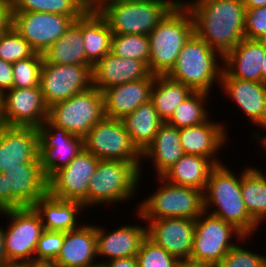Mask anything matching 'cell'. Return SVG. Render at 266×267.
Listing matches in <instances>:
<instances>
[{"instance_id": "cell-1", "label": "cell", "mask_w": 266, "mask_h": 267, "mask_svg": "<svg viewBox=\"0 0 266 267\" xmlns=\"http://www.w3.org/2000/svg\"><path fill=\"white\" fill-rule=\"evenodd\" d=\"M193 19L194 33L222 56L244 37L242 0H182Z\"/></svg>"}, {"instance_id": "cell-2", "label": "cell", "mask_w": 266, "mask_h": 267, "mask_svg": "<svg viewBox=\"0 0 266 267\" xmlns=\"http://www.w3.org/2000/svg\"><path fill=\"white\" fill-rule=\"evenodd\" d=\"M233 170L224 163L211 170L203 192L204 211L232 224L244 236L253 237L260 226L245 207L241 172L237 174Z\"/></svg>"}, {"instance_id": "cell-3", "label": "cell", "mask_w": 266, "mask_h": 267, "mask_svg": "<svg viewBox=\"0 0 266 267\" xmlns=\"http://www.w3.org/2000/svg\"><path fill=\"white\" fill-rule=\"evenodd\" d=\"M182 0H97L113 34L148 35Z\"/></svg>"}, {"instance_id": "cell-4", "label": "cell", "mask_w": 266, "mask_h": 267, "mask_svg": "<svg viewBox=\"0 0 266 267\" xmlns=\"http://www.w3.org/2000/svg\"><path fill=\"white\" fill-rule=\"evenodd\" d=\"M142 163L99 160L89 182L87 197L82 204L87 210L97 205L121 204L136 198L144 172ZM138 188V189H137Z\"/></svg>"}, {"instance_id": "cell-5", "label": "cell", "mask_w": 266, "mask_h": 267, "mask_svg": "<svg viewBox=\"0 0 266 267\" xmlns=\"http://www.w3.org/2000/svg\"><path fill=\"white\" fill-rule=\"evenodd\" d=\"M222 70L223 56L193 33L166 76L193 91L210 93L216 84H221Z\"/></svg>"}, {"instance_id": "cell-6", "label": "cell", "mask_w": 266, "mask_h": 267, "mask_svg": "<svg viewBox=\"0 0 266 267\" xmlns=\"http://www.w3.org/2000/svg\"><path fill=\"white\" fill-rule=\"evenodd\" d=\"M193 33L194 24L190 11L183 3L176 5L148 34L150 73L166 75Z\"/></svg>"}, {"instance_id": "cell-7", "label": "cell", "mask_w": 266, "mask_h": 267, "mask_svg": "<svg viewBox=\"0 0 266 267\" xmlns=\"http://www.w3.org/2000/svg\"><path fill=\"white\" fill-rule=\"evenodd\" d=\"M156 180L159 181L156 190L139 200L134 213L137 219H196L204 211L203 191L169 183L162 177Z\"/></svg>"}, {"instance_id": "cell-8", "label": "cell", "mask_w": 266, "mask_h": 267, "mask_svg": "<svg viewBox=\"0 0 266 267\" xmlns=\"http://www.w3.org/2000/svg\"><path fill=\"white\" fill-rule=\"evenodd\" d=\"M2 215V216H1ZM9 220L4 226V253L8 263L27 264L34 260L38 240L44 231L39 214L33 207L0 211Z\"/></svg>"}, {"instance_id": "cell-9", "label": "cell", "mask_w": 266, "mask_h": 267, "mask_svg": "<svg viewBox=\"0 0 266 267\" xmlns=\"http://www.w3.org/2000/svg\"><path fill=\"white\" fill-rule=\"evenodd\" d=\"M105 117L102 92L91 86L48 108V120L71 134L84 138Z\"/></svg>"}, {"instance_id": "cell-10", "label": "cell", "mask_w": 266, "mask_h": 267, "mask_svg": "<svg viewBox=\"0 0 266 267\" xmlns=\"http://www.w3.org/2000/svg\"><path fill=\"white\" fill-rule=\"evenodd\" d=\"M242 237L244 235L232 224L203 211L195 219L193 250L190 258L217 266Z\"/></svg>"}, {"instance_id": "cell-11", "label": "cell", "mask_w": 266, "mask_h": 267, "mask_svg": "<svg viewBox=\"0 0 266 267\" xmlns=\"http://www.w3.org/2000/svg\"><path fill=\"white\" fill-rule=\"evenodd\" d=\"M84 149L99 160L142 163V153L133 144L121 119L104 117L83 138Z\"/></svg>"}, {"instance_id": "cell-12", "label": "cell", "mask_w": 266, "mask_h": 267, "mask_svg": "<svg viewBox=\"0 0 266 267\" xmlns=\"http://www.w3.org/2000/svg\"><path fill=\"white\" fill-rule=\"evenodd\" d=\"M91 64L43 63L40 72V88L48 107L65 101L92 86Z\"/></svg>"}, {"instance_id": "cell-13", "label": "cell", "mask_w": 266, "mask_h": 267, "mask_svg": "<svg viewBox=\"0 0 266 267\" xmlns=\"http://www.w3.org/2000/svg\"><path fill=\"white\" fill-rule=\"evenodd\" d=\"M39 135L38 158L48 180L56 171L66 167L84 149L83 138L71 134L46 119L37 128Z\"/></svg>"}, {"instance_id": "cell-14", "label": "cell", "mask_w": 266, "mask_h": 267, "mask_svg": "<svg viewBox=\"0 0 266 267\" xmlns=\"http://www.w3.org/2000/svg\"><path fill=\"white\" fill-rule=\"evenodd\" d=\"M40 87H13L0 96V124L38 128L48 118Z\"/></svg>"}, {"instance_id": "cell-15", "label": "cell", "mask_w": 266, "mask_h": 267, "mask_svg": "<svg viewBox=\"0 0 266 267\" xmlns=\"http://www.w3.org/2000/svg\"><path fill=\"white\" fill-rule=\"evenodd\" d=\"M74 20L62 14L12 11V27L37 52L54 44Z\"/></svg>"}, {"instance_id": "cell-16", "label": "cell", "mask_w": 266, "mask_h": 267, "mask_svg": "<svg viewBox=\"0 0 266 267\" xmlns=\"http://www.w3.org/2000/svg\"><path fill=\"white\" fill-rule=\"evenodd\" d=\"M99 159L83 149L66 167L56 171L48 181V193L58 199L82 202Z\"/></svg>"}, {"instance_id": "cell-17", "label": "cell", "mask_w": 266, "mask_h": 267, "mask_svg": "<svg viewBox=\"0 0 266 267\" xmlns=\"http://www.w3.org/2000/svg\"><path fill=\"white\" fill-rule=\"evenodd\" d=\"M220 92L250 120L252 125L266 129V84L231 77L224 69L221 74Z\"/></svg>"}, {"instance_id": "cell-18", "label": "cell", "mask_w": 266, "mask_h": 267, "mask_svg": "<svg viewBox=\"0 0 266 267\" xmlns=\"http://www.w3.org/2000/svg\"><path fill=\"white\" fill-rule=\"evenodd\" d=\"M147 236L177 259L190 258L193 250L195 219H142Z\"/></svg>"}, {"instance_id": "cell-19", "label": "cell", "mask_w": 266, "mask_h": 267, "mask_svg": "<svg viewBox=\"0 0 266 267\" xmlns=\"http://www.w3.org/2000/svg\"><path fill=\"white\" fill-rule=\"evenodd\" d=\"M39 135L35 127L0 124V173L39 161Z\"/></svg>"}, {"instance_id": "cell-20", "label": "cell", "mask_w": 266, "mask_h": 267, "mask_svg": "<svg viewBox=\"0 0 266 267\" xmlns=\"http://www.w3.org/2000/svg\"><path fill=\"white\" fill-rule=\"evenodd\" d=\"M226 125L222 124L221 120L216 122L210 117L200 125L179 129V138L184 154L209 158L215 165L224 163L219 153L222 152L221 150L227 145L225 143L230 138Z\"/></svg>"}, {"instance_id": "cell-21", "label": "cell", "mask_w": 266, "mask_h": 267, "mask_svg": "<svg viewBox=\"0 0 266 267\" xmlns=\"http://www.w3.org/2000/svg\"><path fill=\"white\" fill-rule=\"evenodd\" d=\"M122 224L111 232H107L104 226L96 225L97 256L102 259L98 262L137 256L147 236V226Z\"/></svg>"}, {"instance_id": "cell-22", "label": "cell", "mask_w": 266, "mask_h": 267, "mask_svg": "<svg viewBox=\"0 0 266 267\" xmlns=\"http://www.w3.org/2000/svg\"><path fill=\"white\" fill-rule=\"evenodd\" d=\"M154 74L137 81L115 85L102 91L105 117L122 119L151 99Z\"/></svg>"}, {"instance_id": "cell-23", "label": "cell", "mask_w": 266, "mask_h": 267, "mask_svg": "<svg viewBox=\"0 0 266 267\" xmlns=\"http://www.w3.org/2000/svg\"><path fill=\"white\" fill-rule=\"evenodd\" d=\"M150 74L144 62L110 52L93 66L92 86L102 92L115 85L147 78Z\"/></svg>"}, {"instance_id": "cell-24", "label": "cell", "mask_w": 266, "mask_h": 267, "mask_svg": "<svg viewBox=\"0 0 266 267\" xmlns=\"http://www.w3.org/2000/svg\"><path fill=\"white\" fill-rule=\"evenodd\" d=\"M266 40L243 38L223 56V69L234 78L262 82Z\"/></svg>"}, {"instance_id": "cell-25", "label": "cell", "mask_w": 266, "mask_h": 267, "mask_svg": "<svg viewBox=\"0 0 266 267\" xmlns=\"http://www.w3.org/2000/svg\"><path fill=\"white\" fill-rule=\"evenodd\" d=\"M97 259L96 224L84 222L78 229L64 232L56 263L61 267H87Z\"/></svg>"}, {"instance_id": "cell-26", "label": "cell", "mask_w": 266, "mask_h": 267, "mask_svg": "<svg viewBox=\"0 0 266 267\" xmlns=\"http://www.w3.org/2000/svg\"><path fill=\"white\" fill-rule=\"evenodd\" d=\"M32 207L39 214L44 230L57 232L78 229L83 224L79 222L82 219L80 218L81 212H85L86 209L82 202L58 199L48 192Z\"/></svg>"}, {"instance_id": "cell-27", "label": "cell", "mask_w": 266, "mask_h": 267, "mask_svg": "<svg viewBox=\"0 0 266 267\" xmlns=\"http://www.w3.org/2000/svg\"><path fill=\"white\" fill-rule=\"evenodd\" d=\"M3 174L7 189L24 207H32L48 192V181L41 170L40 161H30Z\"/></svg>"}, {"instance_id": "cell-28", "label": "cell", "mask_w": 266, "mask_h": 267, "mask_svg": "<svg viewBox=\"0 0 266 267\" xmlns=\"http://www.w3.org/2000/svg\"><path fill=\"white\" fill-rule=\"evenodd\" d=\"M183 155L179 129L164 122L159 127L153 142L142 153V164L146 160L150 161L155 169V178L161 177Z\"/></svg>"}, {"instance_id": "cell-29", "label": "cell", "mask_w": 266, "mask_h": 267, "mask_svg": "<svg viewBox=\"0 0 266 267\" xmlns=\"http://www.w3.org/2000/svg\"><path fill=\"white\" fill-rule=\"evenodd\" d=\"M112 31L95 8L82 15V37L87 61L94 66L111 52Z\"/></svg>"}, {"instance_id": "cell-30", "label": "cell", "mask_w": 266, "mask_h": 267, "mask_svg": "<svg viewBox=\"0 0 266 267\" xmlns=\"http://www.w3.org/2000/svg\"><path fill=\"white\" fill-rule=\"evenodd\" d=\"M43 63L90 64L85 56L82 16L71 23L66 32L43 53Z\"/></svg>"}, {"instance_id": "cell-31", "label": "cell", "mask_w": 266, "mask_h": 267, "mask_svg": "<svg viewBox=\"0 0 266 267\" xmlns=\"http://www.w3.org/2000/svg\"><path fill=\"white\" fill-rule=\"evenodd\" d=\"M215 166L209 158L184 154L161 177L169 183L204 192L209 174Z\"/></svg>"}, {"instance_id": "cell-32", "label": "cell", "mask_w": 266, "mask_h": 267, "mask_svg": "<svg viewBox=\"0 0 266 267\" xmlns=\"http://www.w3.org/2000/svg\"><path fill=\"white\" fill-rule=\"evenodd\" d=\"M121 121L133 144L141 153L153 142L159 127L164 123L151 101L141 104Z\"/></svg>"}, {"instance_id": "cell-33", "label": "cell", "mask_w": 266, "mask_h": 267, "mask_svg": "<svg viewBox=\"0 0 266 267\" xmlns=\"http://www.w3.org/2000/svg\"><path fill=\"white\" fill-rule=\"evenodd\" d=\"M193 92L190 87L174 81L166 75H156L150 101L160 119L163 122H167L174 113L175 108Z\"/></svg>"}, {"instance_id": "cell-34", "label": "cell", "mask_w": 266, "mask_h": 267, "mask_svg": "<svg viewBox=\"0 0 266 267\" xmlns=\"http://www.w3.org/2000/svg\"><path fill=\"white\" fill-rule=\"evenodd\" d=\"M241 193L249 214L261 226L266 222V180L253 166L243 168Z\"/></svg>"}, {"instance_id": "cell-35", "label": "cell", "mask_w": 266, "mask_h": 267, "mask_svg": "<svg viewBox=\"0 0 266 267\" xmlns=\"http://www.w3.org/2000/svg\"><path fill=\"white\" fill-rule=\"evenodd\" d=\"M212 93L213 91L211 93L194 91L185 101L175 108L174 113L166 123L181 129L206 122L212 117L210 114L212 112L207 110Z\"/></svg>"}, {"instance_id": "cell-36", "label": "cell", "mask_w": 266, "mask_h": 267, "mask_svg": "<svg viewBox=\"0 0 266 267\" xmlns=\"http://www.w3.org/2000/svg\"><path fill=\"white\" fill-rule=\"evenodd\" d=\"M12 11L48 12L80 18L90 7L83 0H11Z\"/></svg>"}, {"instance_id": "cell-37", "label": "cell", "mask_w": 266, "mask_h": 267, "mask_svg": "<svg viewBox=\"0 0 266 267\" xmlns=\"http://www.w3.org/2000/svg\"><path fill=\"white\" fill-rule=\"evenodd\" d=\"M111 53L123 58H132L148 66L150 44L148 35L112 34Z\"/></svg>"}, {"instance_id": "cell-38", "label": "cell", "mask_w": 266, "mask_h": 267, "mask_svg": "<svg viewBox=\"0 0 266 267\" xmlns=\"http://www.w3.org/2000/svg\"><path fill=\"white\" fill-rule=\"evenodd\" d=\"M36 51L11 26L6 32L0 33V59L9 63L32 57Z\"/></svg>"}, {"instance_id": "cell-39", "label": "cell", "mask_w": 266, "mask_h": 267, "mask_svg": "<svg viewBox=\"0 0 266 267\" xmlns=\"http://www.w3.org/2000/svg\"><path fill=\"white\" fill-rule=\"evenodd\" d=\"M43 64L42 53L21 59L12 64L14 87H40V72Z\"/></svg>"}, {"instance_id": "cell-40", "label": "cell", "mask_w": 266, "mask_h": 267, "mask_svg": "<svg viewBox=\"0 0 266 267\" xmlns=\"http://www.w3.org/2000/svg\"><path fill=\"white\" fill-rule=\"evenodd\" d=\"M247 239L251 237H242L216 267H266V255L252 252L246 245L243 247L245 241H249Z\"/></svg>"}, {"instance_id": "cell-41", "label": "cell", "mask_w": 266, "mask_h": 267, "mask_svg": "<svg viewBox=\"0 0 266 267\" xmlns=\"http://www.w3.org/2000/svg\"><path fill=\"white\" fill-rule=\"evenodd\" d=\"M138 267H175L178 259L156 244L148 236L137 254Z\"/></svg>"}, {"instance_id": "cell-42", "label": "cell", "mask_w": 266, "mask_h": 267, "mask_svg": "<svg viewBox=\"0 0 266 267\" xmlns=\"http://www.w3.org/2000/svg\"><path fill=\"white\" fill-rule=\"evenodd\" d=\"M64 232L44 230L38 240L34 260L55 261L60 254Z\"/></svg>"}, {"instance_id": "cell-43", "label": "cell", "mask_w": 266, "mask_h": 267, "mask_svg": "<svg viewBox=\"0 0 266 267\" xmlns=\"http://www.w3.org/2000/svg\"><path fill=\"white\" fill-rule=\"evenodd\" d=\"M244 37L250 40H266V6L246 8Z\"/></svg>"}, {"instance_id": "cell-44", "label": "cell", "mask_w": 266, "mask_h": 267, "mask_svg": "<svg viewBox=\"0 0 266 267\" xmlns=\"http://www.w3.org/2000/svg\"><path fill=\"white\" fill-rule=\"evenodd\" d=\"M24 206L7 189L6 176L0 173V211L23 208Z\"/></svg>"}, {"instance_id": "cell-45", "label": "cell", "mask_w": 266, "mask_h": 267, "mask_svg": "<svg viewBox=\"0 0 266 267\" xmlns=\"http://www.w3.org/2000/svg\"><path fill=\"white\" fill-rule=\"evenodd\" d=\"M14 87L12 63L0 59V96Z\"/></svg>"}, {"instance_id": "cell-46", "label": "cell", "mask_w": 266, "mask_h": 267, "mask_svg": "<svg viewBox=\"0 0 266 267\" xmlns=\"http://www.w3.org/2000/svg\"><path fill=\"white\" fill-rule=\"evenodd\" d=\"M12 25L11 0H0V33L6 32Z\"/></svg>"}, {"instance_id": "cell-47", "label": "cell", "mask_w": 266, "mask_h": 267, "mask_svg": "<svg viewBox=\"0 0 266 267\" xmlns=\"http://www.w3.org/2000/svg\"><path fill=\"white\" fill-rule=\"evenodd\" d=\"M106 267H138L137 257H126L104 262Z\"/></svg>"}, {"instance_id": "cell-48", "label": "cell", "mask_w": 266, "mask_h": 267, "mask_svg": "<svg viewBox=\"0 0 266 267\" xmlns=\"http://www.w3.org/2000/svg\"><path fill=\"white\" fill-rule=\"evenodd\" d=\"M175 267H216V266L202 263L193 258H183V259H178Z\"/></svg>"}, {"instance_id": "cell-49", "label": "cell", "mask_w": 266, "mask_h": 267, "mask_svg": "<svg viewBox=\"0 0 266 267\" xmlns=\"http://www.w3.org/2000/svg\"><path fill=\"white\" fill-rule=\"evenodd\" d=\"M26 267H61V266L55 261L33 260L32 262L27 263Z\"/></svg>"}, {"instance_id": "cell-50", "label": "cell", "mask_w": 266, "mask_h": 267, "mask_svg": "<svg viewBox=\"0 0 266 267\" xmlns=\"http://www.w3.org/2000/svg\"><path fill=\"white\" fill-rule=\"evenodd\" d=\"M265 130L266 132V129H263V131ZM251 137L252 139H254L256 141V144L260 143L259 145L261 146L262 145V148L264 147L263 151L265 150L266 151V135L263 136V134H261L260 132H257L256 131H253L252 134H251Z\"/></svg>"}, {"instance_id": "cell-51", "label": "cell", "mask_w": 266, "mask_h": 267, "mask_svg": "<svg viewBox=\"0 0 266 267\" xmlns=\"http://www.w3.org/2000/svg\"><path fill=\"white\" fill-rule=\"evenodd\" d=\"M0 225V265L7 264L8 261L6 259L5 253H4V246H3V239H4V227H1Z\"/></svg>"}, {"instance_id": "cell-52", "label": "cell", "mask_w": 266, "mask_h": 267, "mask_svg": "<svg viewBox=\"0 0 266 267\" xmlns=\"http://www.w3.org/2000/svg\"><path fill=\"white\" fill-rule=\"evenodd\" d=\"M246 8H260L266 6V0H242Z\"/></svg>"}, {"instance_id": "cell-53", "label": "cell", "mask_w": 266, "mask_h": 267, "mask_svg": "<svg viewBox=\"0 0 266 267\" xmlns=\"http://www.w3.org/2000/svg\"><path fill=\"white\" fill-rule=\"evenodd\" d=\"M262 82L266 84V51L264 58L262 59Z\"/></svg>"}, {"instance_id": "cell-54", "label": "cell", "mask_w": 266, "mask_h": 267, "mask_svg": "<svg viewBox=\"0 0 266 267\" xmlns=\"http://www.w3.org/2000/svg\"><path fill=\"white\" fill-rule=\"evenodd\" d=\"M0 267H26V264L7 263L4 265H0Z\"/></svg>"}, {"instance_id": "cell-55", "label": "cell", "mask_w": 266, "mask_h": 267, "mask_svg": "<svg viewBox=\"0 0 266 267\" xmlns=\"http://www.w3.org/2000/svg\"><path fill=\"white\" fill-rule=\"evenodd\" d=\"M87 267H106V266L103 262H97V263H94V264L89 265Z\"/></svg>"}, {"instance_id": "cell-56", "label": "cell", "mask_w": 266, "mask_h": 267, "mask_svg": "<svg viewBox=\"0 0 266 267\" xmlns=\"http://www.w3.org/2000/svg\"><path fill=\"white\" fill-rule=\"evenodd\" d=\"M97 3V0H89V7L94 8Z\"/></svg>"}, {"instance_id": "cell-57", "label": "cell", "mask_w": 266, "mask_h": 267, "mask_svg": "<svg viewBox=\"0 0 266 267\" xmlns=\"http://www.w3.org/2000/svg\"><path fill=\"white\" fill-rule=\"evenodd\" d=\"M261 174L262 176L264 177V179L266 180V172L262 171V168H258V167H255ZM264 172V173H263Z\"/></svg>"}, {"instance_id": "cell-58", "label": "cell", "mask_w": 266, "mask_h": 267, "mask_svg": "<svg viewBox=\"0 0 266 267\" xmlns=\"http://www.w3.org/2000/svg\"><path fill=\"white\" fill-rule=\"evenodd\" d=\"M89 6V0H83Z\"/></svg>"}]
</instances>
